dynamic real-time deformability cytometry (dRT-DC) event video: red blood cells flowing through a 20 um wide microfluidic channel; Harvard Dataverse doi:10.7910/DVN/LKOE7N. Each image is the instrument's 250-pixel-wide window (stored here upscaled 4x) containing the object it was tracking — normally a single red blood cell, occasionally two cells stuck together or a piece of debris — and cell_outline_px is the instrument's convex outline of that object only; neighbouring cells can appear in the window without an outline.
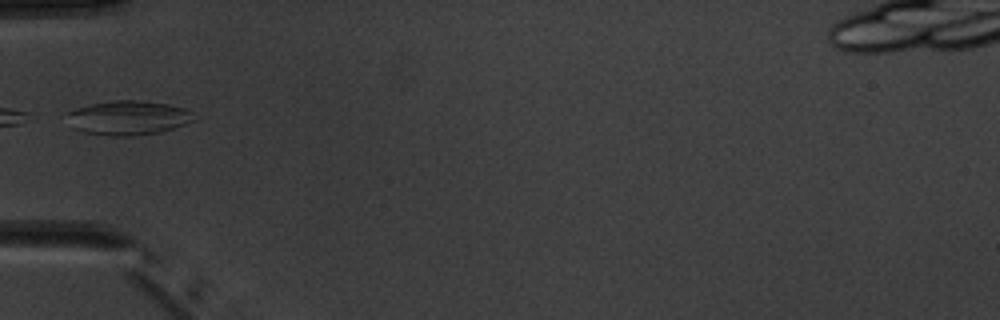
{"species": "common noctule bat (a hibernating species)", "species_latin": "Nyctalus noctula", "temperature_condition": "warm", "stored_images_in_passage": 6, "camera_frame_rate_fps": 3000, "um_per_image_px": 0.085, "animal": {"sex": "male", "body_mass_g": 20.1, "forearm_length_mm": 53.5}, "frame": {"image": 1, "passage_image": 5, "time_ms": 4.667, "image_size_px": [1000, 320], "cell_outline_px": [[192, 120], [184, 124], [160, 132], [132, 136], [112, 136], [84, 132], [72, 128], [68, 112], [76, 108], [92, 104], [112, 100], [144, 100], [168, 104], [184, 108], [192, 112]], "centroid_in_image_um": [10.89, 10.01], "position_along_channel_um": 74.1, "area_um2": 25.09}}